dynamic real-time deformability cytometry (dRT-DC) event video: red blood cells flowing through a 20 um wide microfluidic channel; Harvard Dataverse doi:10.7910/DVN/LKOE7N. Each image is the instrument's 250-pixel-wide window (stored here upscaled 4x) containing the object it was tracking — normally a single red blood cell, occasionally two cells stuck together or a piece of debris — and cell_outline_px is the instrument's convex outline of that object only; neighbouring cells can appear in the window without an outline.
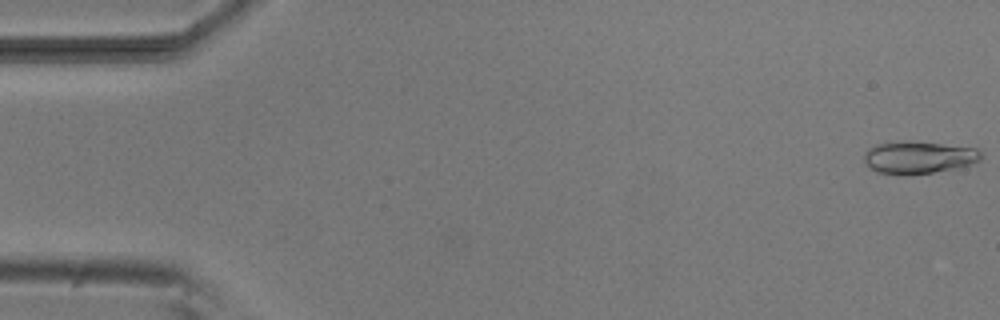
{"species": "common noctule bat (a hibernating species)", "species_latin": "Nyctalus noctula", "temperature_condition": "room temperature", "stored_images_in_passage": 25, "camera_frame_rate_fps": 3000, "um_per_image_px": 0.085, "animal": {"sex": "male", "body_mass_g": 20.5, "forearm_length_mm": 52.5}, "frame": {"image": 1, "passage_image": 1, "time_ms": 0.0, "image_size_px": [1000, 320], "cell_outline_px": [[984, 156], [980, 160], [972, 164], [932, 172], [908, 176], [876, 172], [864, 160], [864, 152], [868, 148], [876, 144], [908, 140], [976, 148], [984, 152]], "centroid_in_image_um": [78.09, 13.37], "position_along_channel_um": 6.9, "area_um2": 22.25}}
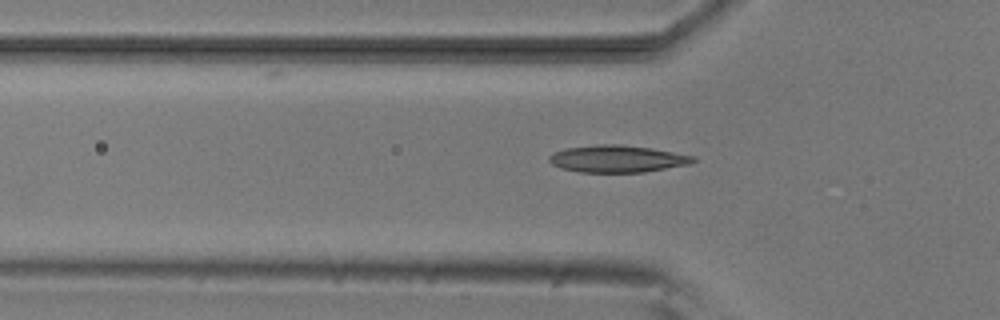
{"frame": {"image": 2, "passage_image": 17, "time_ms": 5.333, "image_size_px": [1000, 320], "cell_outline_px": [[696, 160], [692, 164], [644, 172], [580, 172], [560, 168], [552, 164], [548, 160], [548, 156], [564, 148], [600, 144], [620, 144], [652, 148], [696, 156]], "centroid_in_image_um": [52.5, 13.5], "position_along_channel_um": 73.3, "area_um2": 22.89}}
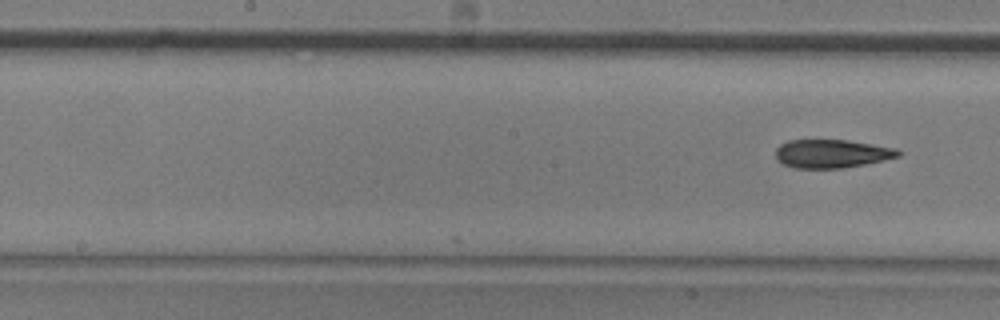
{"frame": {"image": 3, "passage_image": 25, "time_ms": 8.0, "image_size_px": [1000, 320], "cell_outline_px": [[900, 156], [884, 160], [844, 168], [792, 168], [776, 160], [776, 148], [780, 144], [788, 140], [848, 140], [896, 148], [900, 152]], "centroid_in_image_um": [70.67, 13.06], "position_along_channel_um": 177.5, "area_um2": 20.35}}